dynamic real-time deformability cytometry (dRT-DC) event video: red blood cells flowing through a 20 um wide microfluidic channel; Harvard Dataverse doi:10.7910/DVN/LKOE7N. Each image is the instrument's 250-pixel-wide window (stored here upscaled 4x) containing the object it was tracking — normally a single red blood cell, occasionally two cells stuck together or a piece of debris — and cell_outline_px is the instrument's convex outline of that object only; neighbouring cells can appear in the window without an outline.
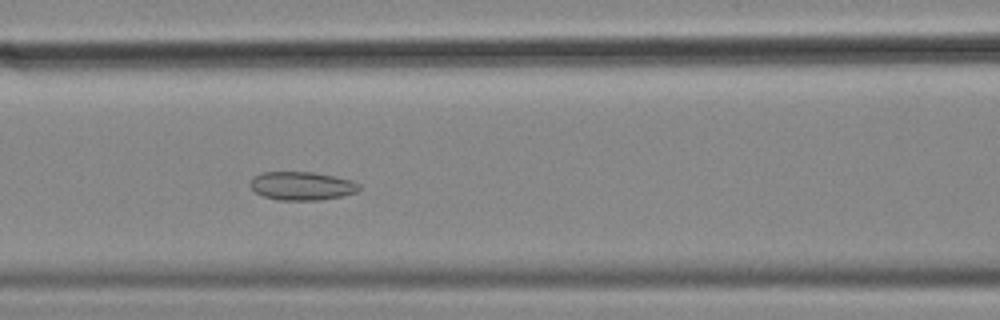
{"species": "common noctule bat (a hibernating species)", "species_latin": "Nyctalus noctula", "temperature_condition": "cold", "stored_images_in_passage": 55, "camera_frame_rate_fps": 3000, "um_per_image_px": 0.085, "animal": {"sex": "female", "body_mass_g": 18.4}, "frame": {"image": 1, "passage_image": 23, "time_ms": 7.333, "image_size_px": [1000, 320], "cell_outline_px": [[360, 188], [356, 192], [340, 196], [320, 200], [276, 200], [264, 196], [256, 192], [248, 184], [252, 176], [264, 172], [312, 172], [352, 180], [360, 184]], "centroid_in_image_um": [25.62, 15.8], "position_along_channel_um": 141.0, "area_um2": 18.03}}
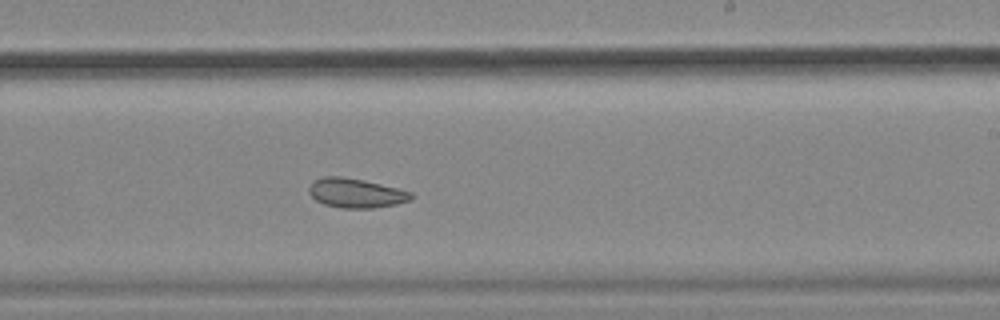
{"frame": {"image": 2, "passage_image": 33, "time_ms": 10.667, "image_size_px": [1000, 320], "cell_outline_px": [[412, 200], [396, 204], [372, 208], [340, 208], [324, 204], [316, 200], [308, 192], [308, 188], [312, 180], [324, 176], [340, 176], [380, 184], [412, 192]], "centroid_in_image_um": [30.21, 16.41], "position_along_channel_um": 258.8, "area_um2": 17.4}}
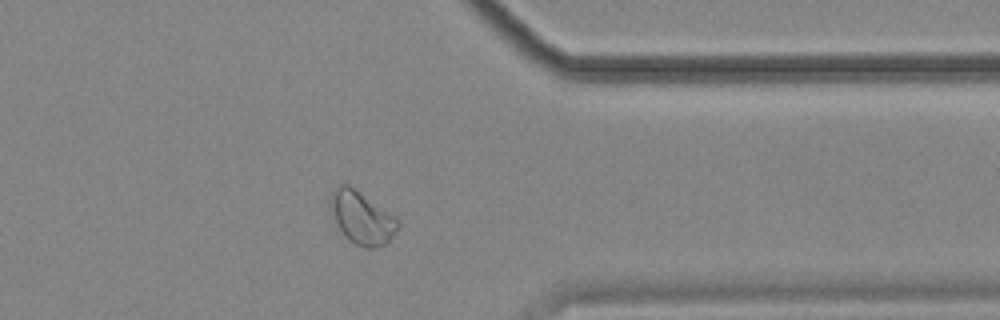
{"frame": {"image": 3, "passage_image": 44, "time_ms": 14.333, "image_size_px": [1000, 320], "cell_outline_px": [[400, 228], [384, 244], [376, 248], [364, 248], [348, 240], [344, 236], [328, 208], [328, 204], [332, 192], [340, 184], [348, 184], [396, 216], [400, 220]], "centroid_in_image_um": [30.75, 18.51], "position_along_channel_um": 380.6, "area_um2": 20.87}, "authors_computed_cell_mechanics": {"area_um2": 21.9062, "velocity_mm_per_s": 3.5492, "shape_relaxation_time_tau1_ms": null, "shape_relaxation_time_tau2_ms": 4.399, "deformation_change_tau1": null, "deformation_change_tau2": 0.0908}}